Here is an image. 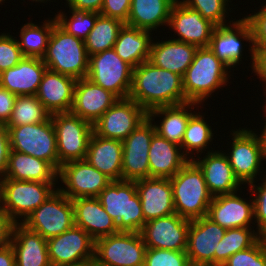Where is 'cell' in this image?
Here are the masks:
<instances>
[{"mask_svg": "<svg viewBox=\"0 0 266 266\" xmlns=\"http://www.w3.org/2000/svg\"><path fill=\"white\" fill-rule=\"evenodd\" d=\"M147 113L158 107L186 103L183 77L148 60L133 68L129 97Z\"/></svg>", "mask_w": 266, "mask_h": 266, "instance_id": "6da1fadb", "label": "cell"}, {"mask_svg": "<svg viewBox=\"0 0 266 266\" xmlns=\"http://www.w3.org/2000/svg\"><path fill=\"white\" fill-rule=\"evenodd\" d=\"M175 212L188 220L207 216L213 196L209 193L202 170L189 160L170 178Z\"/></svg>", "mask_w": 266, "mask_h": 266, "instance_id": "7a4b0ae2", "label": "cell"}, {"mask_svg": "<svg viewBox=\"0 0 266 266\" xmlns=\"http://www.w3.org/2000/svg\"><path fill=\"white\" fill-rule=\"evenodd\" d=\"M228 69L209 47L198 48L192 63L183 76L186 103L195 102L199 105L208 99L215 90L225 87L230 77Z\"/></svg>", "mask_w": 266, "mask_h": 266, "instance_id": "3957f363", "label": "cell"}, {"mask_svg": "<svg viewBox=\"0 0 266 266\" xmlns=\"http://www.w3.org/2000/svg\"><path fill=\"white\" fill-rule=\"evenodd\" d=\"M98 199L118 231L140 232L146 223L135 181H111Z\"/></svg>", "mask_w": 266, "mask_h": 266, "instance_id": "277c9868", "label": "cell"}, {"mask_svg": "<svg viewBox=\"0 0 266 266\" xmlns=\"http://www.w3.org/2000/svg\"><path fill=\"white\" fill-rule=\"evenodd\" d=\"M47 69L75 79L86 78L89 56L84 40L68 34L57 23L49 37L47 51L42 58Z\"/></svg>", "mask_w": 266, "mask_h": 266, "instance_id": "5b68a950", "label": "cell"}, {"mask_svg": "<svg viewBox=\"0 0 266 266\" xmlns=\"http://www.w3.org/2000/svg\"><path fill=\"white\" fill-rule=\"evenodd\" d=\"M55 185L56 182L0 179V209L13 223H21L58 189L53 188Z\"/></svg>", "mask_w": 266, "mask_h": 266, "instance_id": "8992f818", "label": "cell"}, {"mask_svg": "<svg viewBox=\"0 0 266 266\" xmlns=\"http://www.w3.org/2000/svg\"><path fill=\"white\" fill-rule=\"evenodd\" d=\"M7 127L11 150L47 161L59 171L56 133L51 117L40 123Z\"/></svg>", "mask_w": 266, "mask_h": 266, "instance_id": "52a82bcc", "label": "cell"}, {"mask_svg": "<svg viewBox=\"0 0 266 266\" xmlns=\"http://www.w3.org/2000/svg\"><path fill=\"white\" fill-rule=\"evenodd\" d=\"M146 245L140 232L111 234L95 240L94 266H144Z\"/></svg>", "mask_w": 266, "mask_h": 266, "instance_id": "ba28073f", "label": "cell"}, {"mask_svg": "<svg viewBox=\"0 0 266 266\" xmlns=\"http://www.w3.org/2000/svg\"><path fill=\"white\" fill-rule=\"evenodd\" d=\"M230 135L233 141L230 149L232 151L226 156L234 175L242 185L255 183V178L260 170H263L261 161L266 159V148L262 136L248 128L232 130Z\"/></svg>", "mask_w": 266, "mask_h": 266, "instance_id": "9c48e42d", "label": "cell"}, {"mask_svg": "<svg viewBox=\"0 0 266 266\" xmlns=\"http://www.w3.org/2000/svg\"><path fill=\"white\" fill-rule=\"evenodd\" d=\"M56 133L60 167L71 161L84 160L93 125L71 112L51 114Z\"/></svg>", "mask_w": 266, "mask_h": 266, "instance_id": "30bf717a", "label": "cell"}, {"mask_svg": "<svg viewBox=\"0 0 266 266\" xmlns=\"http://www.w3.org/2000/svg\"><path fill=\"white\" fill-rule=\"evenodd\" d=\"M133 67L122 60L113 48L89 56L87 78L118 99L129 97Z\"/></svg>", "mask_w": 266, "mask_h": 266, "instance_id": "8fae6325", "label": "cell"}, {"mask_svg": "<svg viewBox=\"0 0 266 266\" xmlns=\"http://www.w3.org/2000/svg\"><path fill=\"white\" fill-rule=\"evenodd\" d=\"M21 224L46 240L58 236L75 225L72 200L56 189Z\"/></svg>", "mask_w": 266, "mask_h": 266, "instance_id": "7c38bea8", "label": "cell"}, {"mask_svg": "<svg viewBox=\"0 0 266 266\" xmlns=\"http://www.w3.org/2000/svg\"><path fill=\"white\" fill-rule=\"evenodd\" d=\"M47 248L51 266H78L94 261L95 240L75 225L47 239Z\"/></svg>", "mask_w": 266, "mask_h": 266, "instance_id": "4fadbf2b", "label": "cell"}, {"mask_svg": "<svg viewBox=\"0 0 266 266\" xmlns=\"http://www.w3.org/2000/svg\"><path fill=\"white\" fill-rule=\"evenodd\" d=\"M148 118V113L130 98L118 99L94 124L101 137L123 141Z\"/></svg>", "mask_w": 266, "mask_h": 266, "instance_id": "5bb4252c", "label": "cell"}, {"mask_svg": "<svg viewBox=\"0 0 266 266\" xmlns=\"http://www.w3.org/2000/svg\"><path fill=\"white\" fill-rule=\"evenodd\" d=\"M58 178L65 188H58L69 199L80 197H98L112 181L85 159L63 164L58 171Z\"/></svg>", "mask_w": 266, "mask_h": 266, "instance_id": "9a60e30c", "label": "cell"}, {"mask_svg": "<svg viewBox=\"0 0 266 266\" xmlns=\"http://www.w3.org/2000/svg\"><path fill=\"white\" fill-rule=\"evenodd\" d=\"M155 133L153 121L147 118L122 141V180L149 178L148 152Z\"/></svg>", "mask_w": 266, "mask_h": 266, "instance_id": "2e32d148", "label": "cell"}, {"mask_svg": "<svg viewBox=\"0 0 266 266\" xmlns=\"http://www.w3.org/2000/svg\"><path fill=\"white\" fill-rule=\"evenodd\" d=\"M190 220L177 213L147 221L140 234L146 248L186 251Z\"/></svg>", "mask_w": 266, "mask_h": 266, "instance_id": "e0dca14e", "label": "cell"}, {"mask_svg": "<svg viewBox=\"0 0 266 266\" xmlns=\"http://www.w3.org/2000/svg\"><path fill=\"white\" fill-rule=\"evenodd\" d=\"M226 229L207 216L190 221L186 254L192 266H215V252Z\"/></svg>", "mask_w": 266, "mask_h": 266, "instance_id": "ac0fdd59", "label": "cell"}, {"mask_svg": "<svg viewBox=\"0 0 266 266\" xmlns=\"http://www.w3.org/2000/svg\"><path fill=\"white\" fill-rule=\"evenodd\" d=\"M217 26L213 31L209 43L210 50L229 69L235 67L242 61V40L253 44L252 29L249 22L243 17L231 24Z\"/></svg>", "mask_w": 266, "mask_h": 266, "instance_id": "d6986e66", "label": "cell"}, {"mask_svg": "<svg viewBox=\"0 0 266 266\" xmlns=\"http://www.w3.org/2000/svg\"><path fill=\"white\" fill-rule=\"evenodd\" d=\"M168 26L178 34L179 38H174L175 40L193 44L198 48L209 46L213 31L217 27L204 19L200 12L179 0H176L171 8Z\"/></svg>", "mask_w": 266, "mask_h": 266, "instance_id": "ffe728a7", "label": "cell"}, {"mask_svg": "<svg viewBox=\"0 0 266 266\" xmlns=\"http://www.w3.org/2000/svg\"><path fill=\"white\" fill-rule=\"evenodd\" d=\"M117 100L114 94L87 77L77 79L70 112L93 125Z\"/></svg>", "mask_w": 266, "mask_h": 266, "instance_id": "44dd1931", "label": "cell"}, {"mask_svg": "<svg viewBox=\"0 0 266 266\" xmlns=\"http://www.w3.org/2000/svg\"><path fill=\"white\" fill-rule=\"evenodd\" d=\"M206 154L203 159L198 155L193 161L202 170L209 193L215 197L241 190L242 184L234 175L226 153L209 150Z\"/></svg>", "mask_w": 266, "mask_h": 266, "instance_id": "7402d4cb", "label": "cell"}, {"mask_svg": "<svg viewBox=\"0 0 266 266\" xmlns=\"http://www.w3.org/2000/svg\"><path fill=\"white\" fill-rule=\"evenodd\" d=\"M245 201L237 195H218L212 198L207 217L225 229L251 228L254 220L253 199Z\"/></svg>", "mask_w": 266, "mask_h": 266, "instance_id": "603a6c76", "label": "cell"}, {"mask_svg": "<svg viewBox=\"0 0 266 266\" xmlns=\"http://www.w3.org/2000/svg\"><path fill=\"white\" fill-rule=\"evenodd\" d=\"M144 220L175 214L172 186L167 178H142L135 181Z\"/></svg>", "mask_w": 266, "mask_h": 266, "instance_id": "cb8c5ba5", "label": "cell"}, {"mask_svg": "<svg viewBox=\"0 0 266 266\" xmlns=\"http://www.w3.org/2000/svg\"><path fill=\"white\" fill-rule=\"evenodd\" d=\"M77 79L46 69L36 97L51 113L70 112Z\"/></svg>", "mask_w": 266, "mask_h": 266, "instance_id": "d4e9b609", "label": "cell"}, {"mask_svg": "<svg viewBox=\"0 0 266 266\" xmlns=\"http://www.w3.org/2000/svg\"><path fill=\"white\" fill-rule=\"evenodd\" d=\"M72 205L75 226L82 228L94 240L119 232L98 197L72 199Z\"/></svg>", "mask_w": 266, "mask_h": 266, "instance_id": "484cf974", "label": "cell"}, {"mask_svg": "<svg viewBox=\"0 0 266 266\" xmlns=\"http://www.w3.org/2000/svg\"><path fill=\"white\" fill-rule=\"evenodd\" d=\"M46 69L42 58L23 57L16 66L0 73V86L16 96L36 95Z\"/></svg>", "mask_w": 266, "mask_h": 266, "instance_id": "4316f807", "label": "cell"}, {"mask_svg": "<svg viewBox=\"0 0 266 266\" xmlns=\"http://www.w3.org/2000/svg\"><path fill=\"white\" fill-rule=\"evenodd\" d=\"M10 244L15 252V266H51L47 240L20 222L12 225Z\"/></svg>", "mask_w": 266, "mask_h": 266, "instance_id": "83f0119b", "label": "cell"}, {"mask_svg": "<svg viewBox=\"0 0 266 266\" xmlns=\"http://www.w3.org/2000/svg\"><path fill=\"white\" fill-rule=\"evenodd\" d=\"M122 141L92 133L85 160L112 181L122 180Z\"/></svg>", "mask_w": 266, "mask_h": 266, "instance_id": "f1b7e54d", "label": "cell"}, {"mask_svg": "<svg viewBox=\"0 0 266 266\" xmlns=\"http://www.w3.org/2000/svg\"><path fill=\"white\" fill-rule=\"evenodd\" d=\"M149 178L173 177L189 159L182 148L155 133L148 152Z\"/></svg>", "mask_w": 266, "mask_h": 266, "instance_id": "f546056e", "label": "cell"}, {"mask_svg": "<svg viewBox=\"0 0 266 266\" xmlns=\"http://www.w3.org/2000/svg\"><path fill=\"white\" fill-rule=\"evenodd\" d=\"M197 46L175 39L151 44L148 61L154 66L184 76L192 63Z\"/></svg>", "mask_w": 266, "mask_h": 266, "instance_id": "4dcf8cb0", "label": "cell"}, {"mask_svg": "<svg viewBox=\"0 0 266 266\" xmlns=\"http://www.w3.org/2000/svg\"><path fill=\"white\" fill-rule=\"evenodd\" d=\"M2 179L58 183V171L47 161L10 150L7 169Z\"/></svg>", "mask_w": 266, "mask_h": 266, "instance_id": "1f68e13d", "label": "cell"}, {"mask_svg": "<svg viewBox=\"0 0 266 266\" xmlns=\"http://www.w3.org/2000/svg\"><path fill=\"white\" fill-rule=\"evenodd\" d=\"M198 103L187 102L175 106L158 107L148 112V118L154 121L155 117H161L159 124L154 123L156 133L169 142L181 146L184 132L190 117L195 113V105ZM194 105V106H193ZM191 108V110H189ZM189 111H188V110Z\"/></svg>", "mask_w": 266, "mask_h": 266, "instance_id": "d6a6232c", "label": "cell"}, {"mask_svg": "<svg viewBox=\"0 0 266 266\" xmlns=\"http://www.w3.org/2000/svg\"><path fill=\"white\" fill-rule=\"evenodd\" d=\"M150 32L124 24L113 49L122 60L135 68L149 59L153 41Z\"/></svg>", "mask_w": 266, "mask_h": 266, "instance_id": "836d02e7", "label": "cell"}, {"mask_svg": "<svg viewBox=\"0 0 266 266\" xmlns=\"http://www.w3.org/2000/svg\"><path fill=\"white\" fill-rule=\"evenodd\" d=\"M176 0H131L127 25L154 31L169 23L170 11Z\"/></svg>", "mask_w": 266, "mask_h": 266, "instance_id": "e575fe53", "label": "cell"}, {"mask_svg": "<svg viewBox=\"0 0 266 266\" xmlns=\"http://www.w3.org/2000/svg\"><path fill=\"white\" fill-rule=\"evenodd\" d=\"M56 23L54 17L51 20H45L41 27L32 22L22 26L19 36L21 41L18 40V44L24 57L43 58L45 56L49 37Z\"/></svg>", "mask_w": 266, "mask_h": 266, "instance_id": "d590c367", "label": "cell"}, {"mask_svg": "<svg viewBox=\"0 0 266 266\" xmlns=\"http://www.w3.org/2000/svg\"><path fill=\"white\" fill-rule=\"evenodd\" d=\"M124 24L118 19L99 15L84 40L88 56L113 48Z\"/></svg>", "mask_w": 266, "mask_h": 266, "instance_id": "8d00e7d4", "label": "cell"}, {"mask_svg": "<svg viewBox=\"0 0 266 266\" xmlns=\"http://www.w3.org/2000/svg\"><path fill=\"white\" fill-rule=\"evenodd\" d=\"M212 132L211 126L204 120V116L200 115V112H195L188 121L180 146L184 155L189 160H193L194 155L191 156L194 153L193 151H196L197 155L200 152L203 153L212 139H214L212 138L214 134Z\"/></svg>", "mask_w": 266, "mask_h": 266, "instance_id": "74e56055", "label": "cell"}, {"mask_svg": "<svg viewBox=\"0 0 266 266\" xmlns=\"http://www.w3.org/2000/svg\"><path fill=\"white\" fill-rule=\"evenodd\" d=\"M261 236L251 228L226 229L215 252V266H222L230 256L253 246Z\"/></svg>", "mask_w": 266, "mask_h": 266, "instance_id": "f35d334b", "label": "cell"}, {"mask_svg": "<svg viewBox=\"0 0 266 266\" xmlns=\"http://www.w3.org/2000/svg\"><path fill=\"white\" fill-rule=\"evenodd\" d=\"M51 113L35 95L17 96L6 126H22L47 121Z\"/></svg>", "mask_w": 266, "mask_h": 266, "instance_id": "ab89813d", "label": "cell"}, {"mask_svg": "<svg viewBox=\"0 0 266 266\" xmlns=\"http://www.w3.org/2000/svg\"><path fill=\"white\" fill-rule=\"evenodd\" d=\"M69 10L72 13L69 19L64 12L59 11L55 16L57 24L68 34L85 40L91 29L94 27L95 21L100 13L76 10L73 8H69Z\"/></svg>", "mask_w": 266, "mask_h": 266, "instance_id": "60d3db41", "label": "cell"}, {"mask_svg": "<svg viewBox=\"0 0 266 266\" xmlns=\"http://www.w3.org/2000/svg\"><path fill=\"white\" fill-rule=\"evenodd\" d=\"M181 2L200 12L204 19L211 21L216 26L226 25L225 17L228 14L230 0H182Z\"/></svg>", "mask_w": 266, "mask_h": 266, "instance_id": "b9f144b4", "label": "cell"}, {"mask_svg": "<svg viewBox=\"0 0 266 266\" xmlns=\"http://www.w3.org/2000/svg\"><path fill=\"white\" fill-rule=\"evenodd\" d=\"M222 266H266V238L261 237L253 246L236 252Z\"/></svg>", "mask_w": 266, "mask_h": 266, "instance_id": "7bdbcfd3", "label": "cell"}, {"mask_svg": "<svg viewBox=\"0 0 266 266\" xmlns=\"http://www.w3.org/2000/svg\"><path fill=\"white\" fill-rule=\"evenodd\" d=\"M144 266H192L186 251L146 248Z\"/></svg>", "mask_w": 266, "mask_h": 266, "instance_id": "ee69618b", "label": "cell"}, {"mask_svg": "<svg viewBox=\"0 0 266 266\" xmlns=\"http://www.w3.org/2000/svg\"><path fill=\"white\" fill-rule=\"evenodd\" d=\"M15 38L8 33L0 35V73L16 66L24 57Z\"/></svg>", "mask_w": 266, "mask_h": 266, "instance_id": "f6af8a7d", "label": "cell"}, {"mask_svg": "<svg viewBox=\"0 0 266 266\" xmlns=\"http://www.w3.org/2000/svg\"><path fill=\"white\" fill-rule=\"evenodd\" d=\"M266 172V171H265ZM266 174V173H265ZM262 183L258 186L256 184H249L250 192L256 197L253 199V208H254V222L257 223V233L266 238V175L262 178ZM258 194V195H257Z\"/></svg>", "mask_w": 266, "mask_h": 266, "instance_id": "bcb514c9", "label": "cell"}, {"mask_svg": "<svg viewBox=\"0 0 266 266\" xmlns=\"http://www.w3.org/2000/svg\"><path fill=\"white\" fill-rule=\"evenodd\" d=\"M244 18L252 29V46H266V4L257 13Z\"/></svg>", "mask_w": 266, "mask_h": 266, "instance_id": "7dc6e473", "label": "cell"}, {"mask_svg": "<svg viewBox=\"0 0 266 266\" xmlns=\"http://www.w3.org/2000/svg\"><path fill=\"white\" fill-rule=\"evenodd\" d=\"M131 0H104L100 15L127 23Z\"/></svg>", "mask_w": 266, "mask_h": 266, "instance_id": "c3c4849f", "label": "cell"}, {"mask_svg": "<svg viewBox=\"0 0 266 266\" xmlns=\"http://www.w3.org/2000/svg\"><path fill=\"white\" fill-rule=\"evenodd\" d=\"M251 68L255 75L261 79L262 82L266 80V46H251Z\"/></svg>", "mask_w": 266, "mask_h": 266, "instance_id": "681fc988", "label": "cell"}, {"mask_svg": "<svg viewBox=\"0 0 266 266\" xmlns=\"http://www.w3.org/2000/svg\"><path fill=\"white\" fill-rule=\"evenodd\" d=\"M10 150L8 127L0 123V179L4 178Z\"/></svg>", "mask_w": 266, "mask_h": 266, "instance_id": "f907efd6", "label": "cell"}, {"mask_svg": "<svg viewBox=\"0 0 266 266\" xmlns=\"http://www.w3.org/2000/svg\"><path fill=\"white\" fill-rule=\"evenodd\" d=\"M16 97L14 93L0 86V123H8L12 115Z\"/></svg>", "mask_w": 266, "mask_h": 266, "instance_id": "816d5d0a", "label": "cell"}, {"mask_svg": "<svg viewBox=\"0 0 266 266\" xmlns=\"http://www.w3.org/2000/svg\"><path fill=\"white\" fill-rule=\"evenodd\" d=\"M69 8L100 13L104 0H66Z\"/></svg>", "mask_w": 266, "mask_h": 266, "instance_id": "f5cc1de1", "label": "cell"}, {"mask_svg": "<svg viewBox=\"0 0 266 266\" xmlns=\"http://www.w3.org/2000/svg\"><path fill=\"white\" fill-rule=\"evenodd\" d=\"M13 222L0 209V248L10 243V235Z\"/></svg>", "mask_w": 266, "mask_h": 266, "instance_id": "db71d44e", "label": "cell"}, {"mask_svg": "<svg viewBox=\"0 0 266 266\" xmlns=\"http://www.w3.org/2000/svg\"><path fill=\"white\" fill-rule=\"evenodd\" d=\"M0 266H15V252L10 243L0 248Z\"/></svg>", "mask_w": 266, "mask_h": 266, "instance_id": "11a10c76", "label": "cell"}, {"mask_svg": "<svg viewBox=\"0 0 266 266\" xmlns=\"http://www.w3.org/2000/svg\"><path fill=\"white\" fill-rule=\"evenodd\" d=\"M265 121H266V119H265ZM262 130L263 131H261V136H262L263 143L265 144V148H266V122H265V126H264V128Z\"/></svg>", "mask_w": 266, "mask_h": 266, "instance_id": "9f6ffc18", "label": "cell"}, {"mask_svg": "<svg viewBox=\"0 0 266 266\" xmlns=\"http://www.w3.org/2000/svg\"><path fill=\"white\" fill-rule=\"evenodd\" d=\"M78 266H94V263L90 262V263H85V264L78 265Z\"/></svg>", "mask_w": 266, "mask_h": 266, "instance_id": "6f0895ef", "label": "cell"}, {"mask_svg": "<svg viewBox=\"0 0 266 266\" xmlns=\"http://www.w3.org/2000/svg\"><path fill=\"white\" fill-rule=\"evenodd\" d=\"M264 83H265V85H264L265 88H264V89L266 90V80L264 81ZM264 94H266V91H264ZM265 99H266V98H265ZM265 103H266V101H265ZM263 107H264V110H263V111L266 112V104H265V106H263Z\"/></svg>", "mask_w": 266, "mask_h": 266, "instance_id": "680465c9", "label": "cell"}, {"mask_svg": "<svg viewBox=\"0 0 266 266\" xmlns=\"http://www.w3.org/2000/svg\"><path fill=\"white\" fill-rule=\"evenodd\" d=\"M31 1H33V2H34V1H35V2H39V3H40V2H43V3L45 2V3H46L47 1H50V0H31Z\"/></svg>", "mask_w": 266, "mask_h": 266, "instance_id": "91938a15", "label": "cell"}]
</instances>
